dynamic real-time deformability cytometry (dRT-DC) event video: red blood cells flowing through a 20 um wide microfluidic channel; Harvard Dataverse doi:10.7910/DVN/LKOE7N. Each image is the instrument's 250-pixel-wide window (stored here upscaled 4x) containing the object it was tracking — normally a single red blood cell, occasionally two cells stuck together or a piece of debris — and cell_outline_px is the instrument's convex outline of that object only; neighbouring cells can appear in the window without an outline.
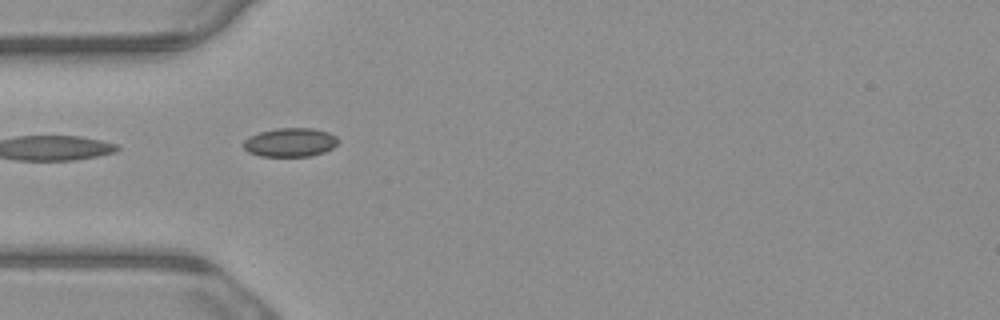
{"species": "common noctule bat (a hibernating species)", "species_latin": "Nyctalus noctula", "temperature_condition": "warm", "stored_images_in_passage": 5, "camera_frame_rate_fps": 3000, "um_per_image_px": 0.085, "animal": {"sex": "male", "body_mass_g": 23.1, "forearm_length_mm": 52.7}, "frame": {"image": 1, "passage_image": 5, "time_ms": 1.333, "image_size_px": [1000, 320], "cell_outline_px": [[340, 140], [332, 148], [324, 152], [312, 156], [260, 156], [248, 152], [244, 148], [244, 140], [260, 132], [276, 128], [312, 128], [328, 132], [336, 136]], "centroid_in_image_um": [24.69, 12.1], "position_along_channel_um": 60.3, "area_um2": 15.84}}